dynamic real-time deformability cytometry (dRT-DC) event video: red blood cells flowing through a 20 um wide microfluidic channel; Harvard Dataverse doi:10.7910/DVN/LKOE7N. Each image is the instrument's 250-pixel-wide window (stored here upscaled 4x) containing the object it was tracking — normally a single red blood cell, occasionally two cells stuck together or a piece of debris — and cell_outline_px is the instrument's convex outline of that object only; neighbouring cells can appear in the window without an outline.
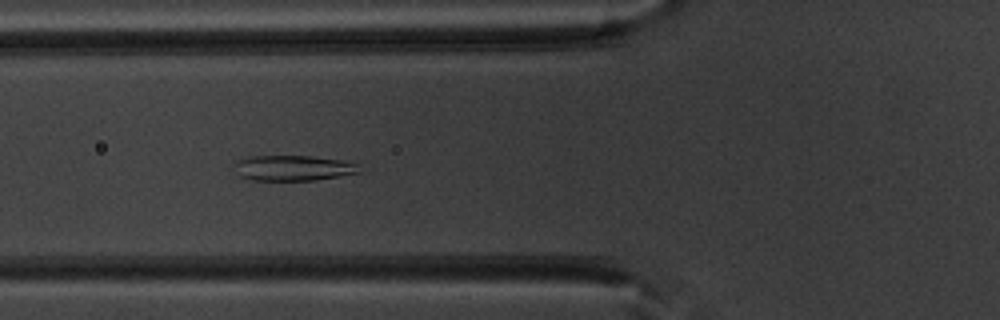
{"species": "common noctule bat (a hibernating species)", "species_latin": "Nyctalus noctula", "temperature_condition": "warm", "stored_images_in_passage": 52, "segment_of_instrument_passage": [1, 2], "camera_frame_rate_fps": 3000, "um_per_image_px": 0.085, "animal": {"sex": "male", "body_mass_g": 20.1, "forearm_length_mm": 53.5}, "frame": {"image": 1, "passage_image": 19, "time_ms": 6.0, "image_size_px": [1000, 320], "cell_outline_px": [[360, 172], [340, 176], [316, 180], [252, 180], [240, 176], [228, 164], [236, 160], [248, 156], [312, 156], [340, 160], [356, 164]], "centroid_in_image_um": [24.78, 14.27], "position_along_channel_um": 101.0, "area_um2": 18.67}}
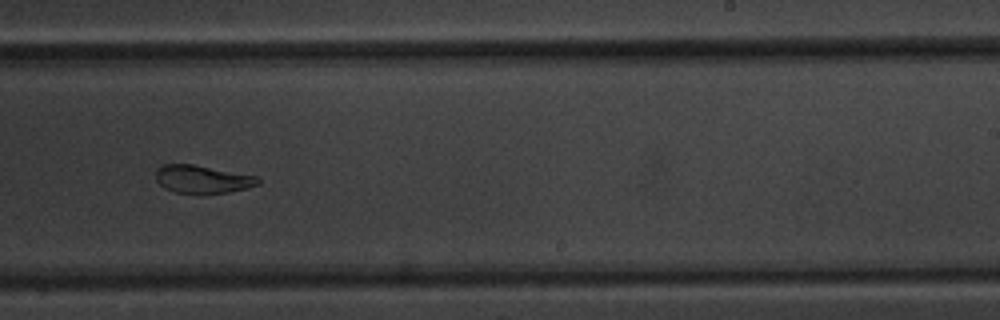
{"frame": {"image": 2, "passage_image": 32, "time_ms": 10.333, "image_size_px": [1000, 320], "cell_outline_px": [[260, 184], [248, 188], [228, 192], [172, 192], [164, 188], [156, 180], [156, 168], [164, 164], [192, 164], [260, 176]], "centroid_in_image_um": [17.23, 15.21], "position_along_channel_um": 271.8, "area_um2": 16.59}}
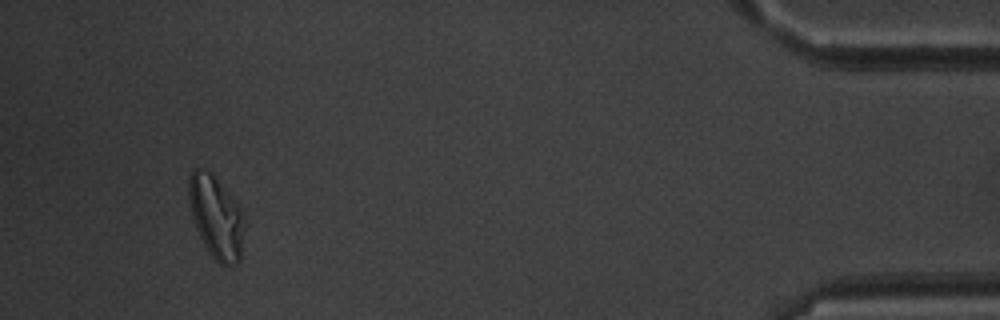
{"frame": {"image": 3, "passage_image": 48, "time_ms": 15.667, "image_size_px": [1000, 320], "cell_outline_px": [[244, 216], [240, 260], [236, 264], [220, 264], [208, 252], [196, 228], [188, 204], [188, 176], [196, 168], [204, 168], [212, 172], [228, 192]], "centroid_in_image_um": [18.33, 18.41], "position_along_channel_um": 416.9, "area_um2": 26.53}}